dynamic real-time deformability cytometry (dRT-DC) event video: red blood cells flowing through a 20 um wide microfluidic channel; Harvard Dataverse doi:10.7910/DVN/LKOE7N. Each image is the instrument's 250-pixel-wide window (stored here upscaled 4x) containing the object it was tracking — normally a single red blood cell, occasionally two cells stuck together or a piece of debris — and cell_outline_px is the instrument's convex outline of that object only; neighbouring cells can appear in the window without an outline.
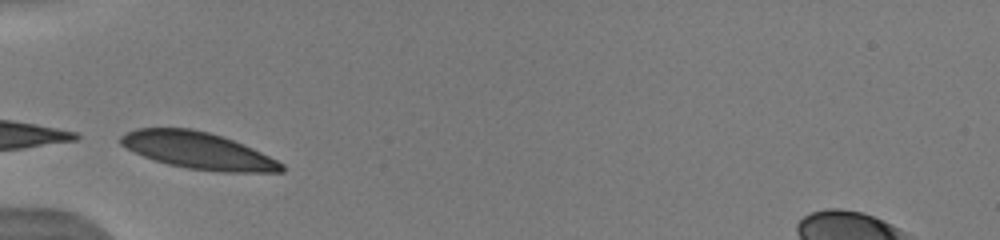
{"species": "human", "species_latin": "Homo sapiens", "temperature_condition": "warm", "stored_images_in_passage": 28, "camera_frame_rate_fps": 3000, "um_per_image_px": 0.085, "donor": {"sex": "male"}, "frame": {"image": 1, "passage_image": 1, "time_ms": 0.0, "image_size_px": [1000, 240], "cell_outline_px": [[284, 172], [220, 172], [188, 168], [168, 164], [144, 156], [120, 144], [120, 136], [136, 128], [192, 128], [224, 136], [252, 148], [284, 164]], "centroid_in_image_um": [16.86, 12.79], "position_along_channel_um": 68.1, "area_um2": 34.22}}